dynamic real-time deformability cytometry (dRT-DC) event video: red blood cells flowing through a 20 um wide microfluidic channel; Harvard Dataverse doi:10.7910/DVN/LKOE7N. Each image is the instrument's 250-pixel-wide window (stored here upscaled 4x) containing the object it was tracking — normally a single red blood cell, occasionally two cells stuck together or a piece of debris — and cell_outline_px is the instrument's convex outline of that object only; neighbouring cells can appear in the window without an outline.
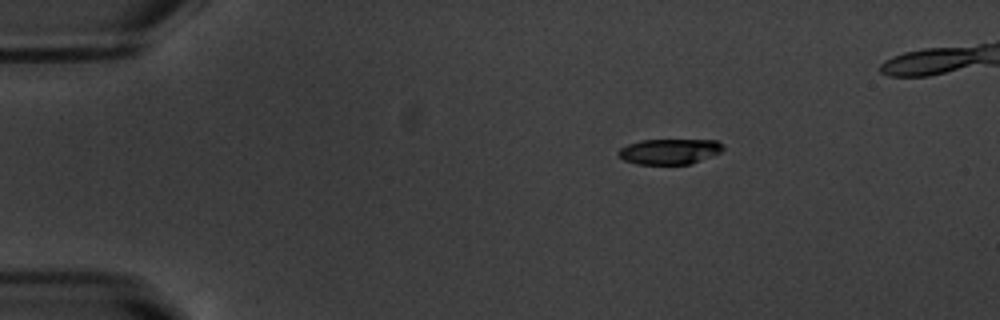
{"species": "common noctule bat (a hibernating species)", "species_latin": "Nyctalus noctula", "temperature_condition": "warm", "stored_images_in_passage": 43, "camera_frame_rate_fps": 3000, "um_per_image_px": 0.085, "animal": {"sex": "male", "body_mass_g": 20.1, "forearm_length_mm": 53.5}, "frame": {"image": 1, "passage_image": 1, "time_ms": 0.0, "image_size_px": [1000, 320], "cell_outline_px": [[724, 148], [720, 152], [692, 164], [636, 164], [624, 160], [620, 156], [620, 148], [628, 144], [640, 140], [716, 140]], "centroid_in_image_um": [56.91, 12.88], "position_along_channel_um": 28.1, "area_um2": 15.32}}
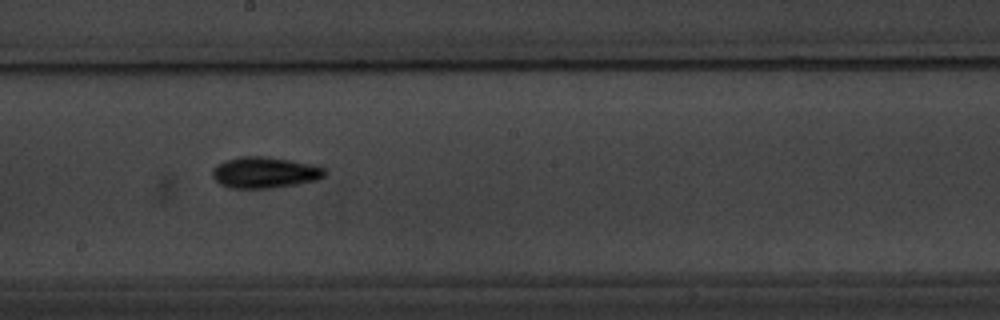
{"frame": {"image": 2, "passage_image": 22, "time_ms": 7.0, "image_size_px": [1000, 320], "cell_outline_px": [[324, 176], [316, 180], [300, 184], [272, 188], [228, 188], [220, 184], [212, 176], [212, 172], [216, 164], [224, 160], [240, 156], [264, 156], [312, 164], [324, 168]], "centroid_in_image_um": [22.46, 14.67], "position_along_channel_um": 225.7, "area_um2": 20.46}}
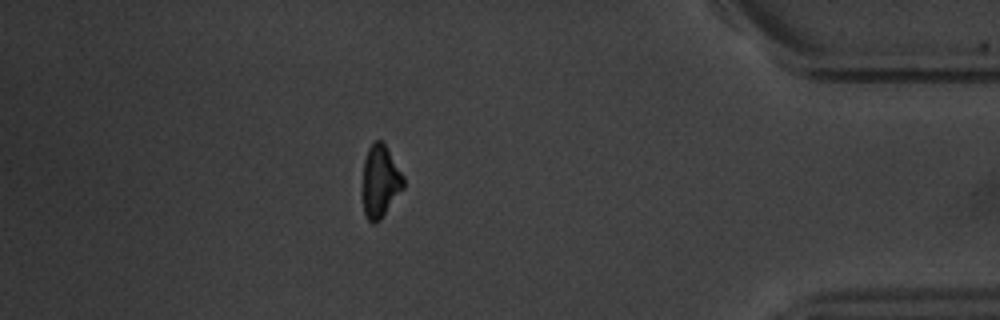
{"frame": {"image": 3, "passage_image": 39, "time_ms": 12.667, "image_size_px": [1000, 320], "cell_outline_px": [[404, 188], [380, 220], [372, 224], [368, 220], [364, 212], [364, 160], [368, 148], [376, 140], [380, 140], [384, 144], [404, 176]], "centroid_in_image_um": [32.34, 15.43], "position_along_channel_um": 402.9, "area_um2": 16.82}}